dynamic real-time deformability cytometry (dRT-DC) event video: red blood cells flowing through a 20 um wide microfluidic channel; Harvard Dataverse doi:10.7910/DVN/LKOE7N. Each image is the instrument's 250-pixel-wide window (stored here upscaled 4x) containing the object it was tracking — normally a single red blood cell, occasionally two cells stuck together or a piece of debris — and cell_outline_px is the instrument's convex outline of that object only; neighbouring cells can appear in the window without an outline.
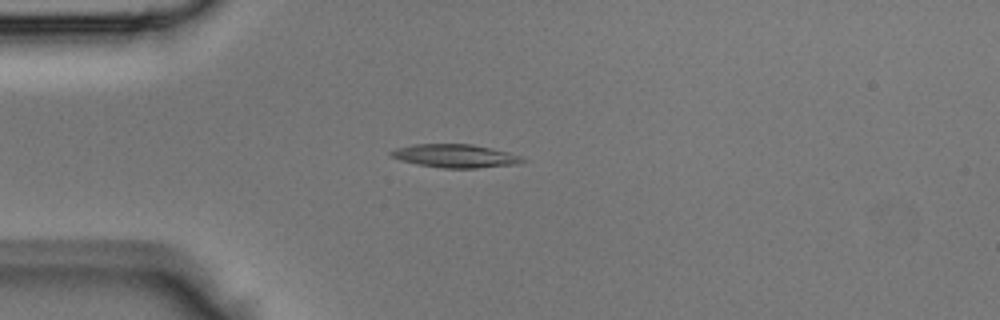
{"species": "Egyptian fruit bat (a non-hibernating species)", "species_latin": "Rousettus aegyptiacus", "temperature_condition": "room temperature", "stored_images_in_passage": 33, "camera_frame_rate_fps": 3000, "um_per_image_px": 0.085, "animal": {"sex": "male"}, "frame": {"image": 1, "passage_image": 1, "time_ms": 0.0, "image_size_px": [1000, 320], "cell_outline_px": [[524, 160], [516, 164], [476, 168], [440, 168], [416, 164], [400, 160], [388, 156], [388, 152], [396, 148], [412, 144], [472, 144], [508, 152], [520, 156]], "centroid_in_image_um": [38.6, 13.25], "position_along_channel_um": 46.4, "area_um2": 17.86}}
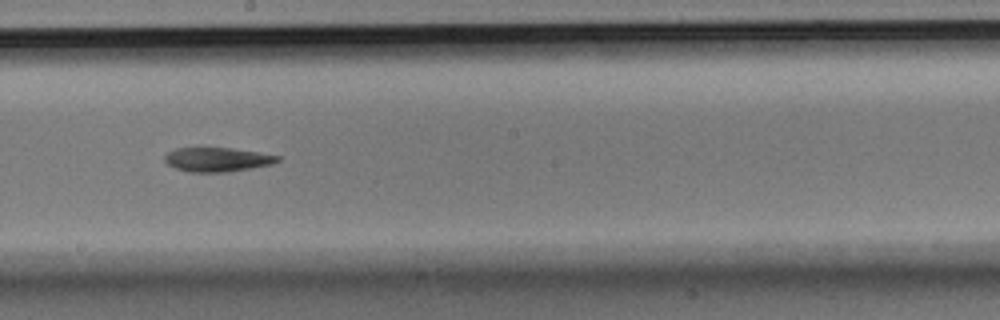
{"frame": {"image": 2, "passage_image": 14, "time_ms": 4.333, "image_size_px": [1000, 320], "cell_outline_px": [[280, 160], [272, 164], [228, 172], [188, 172], [176, 168], [168, 164], [164, 160], [164, 156], [168, 152], [176, 148], [232, 148], [280, 156]], "centroid_in_image_um": [18.45, 13.56], "position_along_channel_um": 229.7, "area_um2": 15.78}}
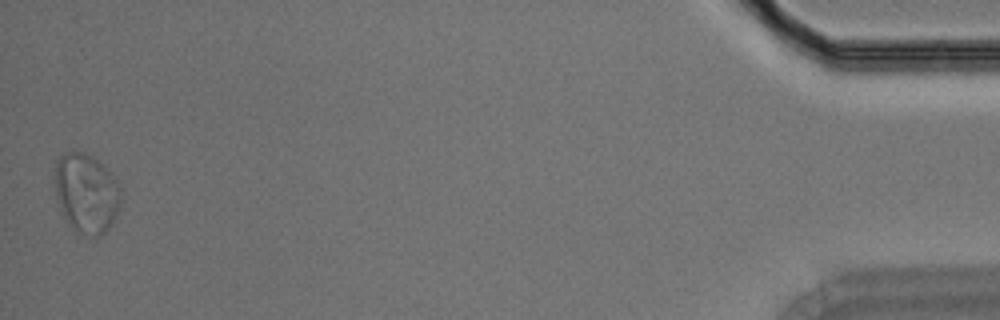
{"frame": {"image": 3, "passage_image": 33, "time_ms": 10.667, "image_size_px": [1000, 320], "cell_outline_px": [[120, 204], [108, 228], [100, 236], [92, 236], [80, 232], [64, 220], [60, 212], [56, 196], [56, 160], [64, 152], [84, 152], [96, 160], [116, 180], [120, 188]], "centroid_in_image_um": [7.31, 16.42], "position_along_channel_um": 427.9, "area_um2": 29.94}}